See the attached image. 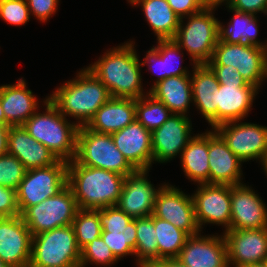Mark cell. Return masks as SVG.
<instances>
[{"instance_id": "6da1fadb", "label": "cell", "mask_w": 267, "mask_h": 267, "mask_svg": "<svg viewBox=\"0 0 267 267\" xmlns=\"http://www.w3.org/2000/svg\"><path fill=\"white\" fill-rule=\"evenodd\" d=\"M133 41L107 51L88 68L109 90L111 97L139 99L144 96L141 62Z\"/></svg>"}, {"instance_id": "7a4b0ae2", "label": "cell", "mask_w": 267, "mask_h": 267, "mask_svg": "<svg viewBox=\"0 0 267 267\" xmlns=\"http://www.w3.org/2000/svg\"><path fill=\"white\" fill-rule=\"evenodd\" d=\"M125 176L101 168L68 162L67 185L72 189L78 209L116 206Z\"/></svg>"}, {"instance_id": "3957f363", "label": "cell", "mask_w": 267, "mask_h": 267, "mask_svg": "<svg viewBox=\"0 0 267 267\" xmlns=\"http://www.w3.org/2000/svg\"><path fill=\"white\" fill-rule=\"evenodd\" d=\"M111 98L106 86L88 69L78 72L48 99L65 117H74L79 126L86 125L97 110Z\"/></svg>"}, {"instance_id": "277c9868", "label": "cell", "mask_w": 267, "mask_h": 267, "mask_svg": "<svg viewBox=\"0 0 267 267\" xmlns=\"http://www.w3.org/2000/svg\"><path fill=\"white\" fill-rule=\"evenodd\" d=\"M43 102L46 112H35L22 126L58 160L70 162L76 155L79 125L77 122H68L48 97Z\"/></svg>"}, {"instance_id": "5b68a950", "label": "cell", "mask_w": 267, "mask_h": 267, "mask_svg": "<svg viewBox=\"0 0 267 267\" xmlns=\"http://www.w3.org/2000/svg\"><path fill=\"white\" fill-rule=\"evenodd\" d=\"M80 255L73 226H62L32 237L28 267H80Z\"/></svg>"}, {"instance_id": "8992f818", "label": "cell", "mask_w": 267, "mask_h": 267, "mask_svg": "<svg viewBox=\"0 0 267 267\" xmlns=\"http://www.w3.org/2000/svg\"><path fill=\"white\" fill-rule=\"evenodd\" d=\"M74 160L81 165L101 168L122 176L133 174L136 169L123 156L113 142L111 134L98 133L79 126Z\"/></svg>"}, {"instance_id": "52a82bcc", "label": "cell", "mask_w": 267, "mask_h": 267, "mask_svg": "<svg viewBox=\"0 0 267 267\" xmlns=\"http://www.w3.org/2000/svg\"><path fill=\"white\" fill-rule=\"evenodd\" d=\"M214 8H203L200 12L189 15L188 22L180 24L174 41L190 54L194 65L207 64L219 40V21L212 13Z\"/></svg>"}, {"instance_id": "ba28073f", "label": "cell", "mask_w": 267, "mask_h": 267, "mask_svg": "<svg viewBox=\"0 0 267 267\" xmlns=\"http://www.w3.org/2000/svg\"><path fill=\"white\" fill-rule=\"evenodd\" d=\"M67 180L68 162L63 160L48 167L27 170L16 190L20 215L28 207L56 196L67 186Z\"/></svg>"}, {"instance_id": "9c48e42d", "label": "cell", "mask_w": 267, "mask_h": 267, "mask_svg": "<svg viewBox=\"0 0 267 267\" xmlns=\"http://www.w3.org/2000/svg\"><path fill=\"white\" fill-rule=\"evenodd\" d=\"M207 65H232L248 84L258 89L267 78V49L246 44L217 42L212 59Z\"/></svg>"}, {"instance_id": "30bf717a", "label": "cell", "mask_w": 267, "mask_h": 267, "mask_svg": "<svg viewBox=\"0 0 267 267\" xmlns=\"http://www.w3.org/2000/svg\"><path fill=\"white\" fill-rule=\"evenodd\" d=\"M77 211L78 206L73 191L67 185L56 196L28 207L21 217L32 236H35L54 228L72 225Z\"/></svg>"}, {"instance_id": "8fae6325", "label": "cell", "mask_w": 267, "mask_h": 267, "mask_svg": "<svg viewBox=\"0 0 267 267\" xmlns=\"http://www.w3.org/2000/svg\"><path fill=\"white\" fill-rule=\"evenodd\" d=\"M238 123V124H237ZM215 130L228 148L242 161L259 160L267 151V127L239 121L218 125Z\"/></svg>"}, {"instance_id": "7c38bea8", "label": "cell", "mask_w": 267, "mask_h": 267, "mask_svg": "<svg viewBox=\"0 0 267 267\" xmlns=\"http://www.w3.org/2000/svg\"><path fill=\"white\" fill-rule=\"evenodd\" d=\"M153 215L182 229L189 236L199 233L193 198L170 184L161 186L155 198Z\"/></svg>"}, {"instance_id": "4fadbf2b", "label": "cell", "mask_w": 267, "mask_h": 267, "mask_svg": "<svg viewBox=\"0 0 267 267\" xmlns=\"http://www.w3.org/2000/svg\"><path fill=\"white\" fill-rule=\"evenodd\" d=\"M102 226L101 237L117 260L135 255L136 218L128 216L117 206L98 209Z\"/></svg>"}, {"instance_id": "5bb4252c", "label": "cell", "mask_w": 267, "mask_h": 267, "mask_svg": "<svg viewBox=\"0 0 267 267\" xmlns=\"http://www.w3.org/2000/svg\"><path fill=\"white\" fill-rule=\"evenodd\" d=\"M192 195L196 220L200 229L206 223L224 225L230 230L231 186L200 184Z\"/></svg>"}, {"instance_id": "9a60e30c", "label": "cell", "mask_w": 267, "mask_h": 267, "mask_svg": "<svg viewBox=\"0 0 267 267\" xmlns=\"http://www.w3.org/2000/svg\"><path fill=\"white\" fill-rule=\"evenodd\" d=\"M228 264L233 267H247L266 262L267 228L225 230Z\"/></svg>"}, {"instance_id": "2e32d148", "label": "cell", "mask_w": 267, "mask_h": 267, "mask_svg": "<svg viewBox=\"0 0 267 267\" xmlns=\"http://www.w3.org/2000/svg\"><path fill=\"white\" fill-rule=\"evenodd\" d=\"M191 119L186 115L172 114L158 129L151 132L153 161L165 163L186 147L191 136Z\"/></svg>"}, {"instance_id": "e0dca14e", "label": "cell", "mask_w": 267, "mask_h": 267, "mask_svg": "<svg viewBox=\"0 0 267 267\" xmlns=\"http://www.w3.org/2000/svg\"><path fill=\"white\" fill-rule=\"evenodd\" d=\"M32 237L21 215L4 217L0 221V258L9 267H28Z\"/></svg>"}, {"instance_id": "ac0fdd59", "label": "cell", "mask_w": 267, "mask_h": 267, "mask_svg": "<svg viewBox=\"0 0 267 267\" xmlns=\"http://www.w3.org/2000/svg\"><path fill=\"white\" fill-rule=\"evenodd\" d=\"M148 172L149 170H136L133 174L125 176L116 204L133 219L149 217L154 211L155 198L161 187L154 188L146 177Z\"/></svg>"}, {"instance_id": "d6986e66", "label": "cell", "mask_w": 267, "mask_h": 267, "mask_svg": "<svg viewBox=\"0 0 267 267\" xmlns=\"http://www.w3.org/2000/svg\"><path fill=\"white\" fill-rule=\"evenodd\" d=\"M177 260L185 267H229L224 234L188 236Z\"/></svg>"}, {"instance_id": "ffe728a7", "label": "cell", "mask_w": 267, "mask_h": 267, "mask_svg": "<svg viewBox=\"0 0 267 267\" xmlns=\"http://www.w3.org/2000/svg\"><path fill=\"white\" fill-rule=\"evenodd\" d=\"M267 228V208L258 194L245 184L231 186L230 230Z\"/></svg>"}, {"instance_id": "44dd1931", "label": "cell", "mask_w": 267, "mask_h": 267, "mask_svg": "<svg viewBox=\"0 0 267 267\" xmlns=\"http://www.w3.org/2000/svg\"><path fill=\"white\" fill-rule=\"evenodd\" d=\"M118 150L136 170H150L153 162L151 132L136 119L111 134Z\"/></svg>"}, {"instance_id": "7402d4cb", "label": "cell", "mask_w": 267, "mask_h": 267, "mask_svg": "<svg viewBox=\"0 0 267 267\" xmlns=\"http://www.w3.org/2000/svg\"><path fill=\"white\" fill-rule=\"evenodd\" d=\"M209 184L234 186L241 183L242 161L214 130L208 131Z\"/></svg>"}, {"instance_id": "603a6c76", "label": "cell", "mask_w": 267, "mask_h": 267, "mask_svg": "<svg viewBox=\"0 0 267 267\" xmlns=\"http://www.w3.org/2000/svg\"><path fill=\"white\" fill-rule=\"evenodd\" d=\"M258 88L254 85H223L215 90L217 126L227 122L241 121L251 111Z\"/></svg>"}, {"instance_id": "cb8c5ba5", "label": "cell", "mask_w": 267, "mask_h": 267, "mask_svg": "<svg viewBox=\"0 0 267 267\" xmlns=\"http://www.w3.org/2000/svg\"><path fill=\"white\" fill-rule=\"evenodd\" d=\"M7 152L16 156L27 170L48 167L58 159L43 144L36 141L23 126H10Z\"/></svg>"}, {"instance_id": "d4e9b609", "label": "cell", "mask_w": 267, "mask_h": 267, "mask_svg": "<svg viewBox=\"0 0 267 267\" xmlns=\"http://www.w3.org/2000/svg\"><path fill=\"white\" fill-rule=\"evenodd\" d=\"M24 79L17 84L0 86V102L5 115V126H22L38 109V100Z\"/></svg>"}, {"instance_id": "484cf974", "label": "cell", "mask_w": 267, "mask_h": 267, "mask_svg": "<svg viewBox=\"0 0 267 267\" xmlns=\"http://www.w3.org/2000/svg\"><path fill=\"white\" fill-rule=\"evenodd\" d=\"M135 114V99L111 97L85 126L98 133L112 134L132 123Z\"/></svg>"}, {"instance_id": "4316f807", "label": "cell", "mask_w": 267, "mask_h": 267, "mask_svg": "<svg viewBox=\"0 0 267 267\" xmlns=\"http://www.w3.org/2000/svg\"><path fill=\"white\" fill-rule=\"evenodd\" d=\"M149 93L161 101L173 114L187 115L192 98L191 77L180 75L157 82Z\"/></svg>"}, {"instance_id": "83f0119b", "label": "cell", "mask_w": 267, "mask_h": 267, "mask_svg": "<svg viewBox=\"0 0 267 267\" xmlns=\"http://www.w3.org/2000/svg\"><path fill=\"white\" fill-rule=\"evenodd\" d=\"M133 6L141 5L145 18L157 40L174 39L181 18L172 10L167 0H128Z\"/></svg>"}, {"instance_id": "f1b7e54d", "label": "cell", "mask_w": 267, "mask_h": 267, "mask_svg": "<svg viewBox=\"0 0 267 267\" xmlns=\"http://www.w3.org/2000/svg\"><path fill=\"white\" fill-rule=\"evenodd\" d=\"M180 156L188 179L198 185L209 183L208 132L193 135Z\"/></svg>"}, {"instance_id": "f546056e", "label": "cell", "mask_w": 267, "mask_h": 267, "mask_svg": "<svg viewBox=\"0 0 267 267\" xmlns=\"http://www.w3.org/2000/svg\"><path fill=\"white\" fill-rule=\"evenodd\" d=\"M157 43V46H153L147 52V55H145L144 60L141 62L142 66L149 64V70H151L152 66H154L153 64L156 63V65H158V67L160 68V70L158 71L159 73H156L158 74V78L154 82V85L157 82L166 79L167 77L189 75V71L186 70V68H182V66L175 67L176 65L174 66V63H172V60L174 58H180L182 55V48L174 41V39L157 40ZM175 64H177V62Z\"/></svg>"}, {"instance_id": "4dcf8cb0", "label": "cell", "mask_w": 267, "mask_h": 267, "mask_svg": "<svg viewBox=\"0 0 267 267\" xmlns=\"http://www.w3.org/2000/svg\"><path fill=\"white\" fill-rule=\"evenodd\" d=\"M226 7L234 12V17L231 18L226 28L219 21V41L228 44L246 43L267 49V43L257 41L258 25L256 16Z\"/></svg>"}, {"instance_id": "1f68e13d", "label": "cell", "mask_w": 267, "mask_h": 267, "mask_svg": "<svg viewBox=\"0 0 267 267\" xmlns=\"http://www.w3.org/2000/svg\"><path fill=\"white\" fill-rule=\"evenodd\" d=\"M136 249L135 257L138 267H149L159 261V250L154 228V215L136 218Z\"/></svg>"}, {"instance_id": "d6a6232c", "label": "cell", "mask_w": 267, "mask_h": 267, "mask_svg": "<svg viewBox=\"0 0 267 267\" xmlns=\"http://www.w3.org/2000/svg\"><path fill=\"white\" fill-rule=\"evenodd\" d=\"M154 228L159 250V261L177 258L189 235L170 222L155 216Z\"/></svg>"}, {"instance_id": "836d02e7", "label": "cell", "mask_w": 267, "mask_h": 267, "mask_svg": "<svg viewBox=\"0 0 267 267\" xmlns=\"http://www.w3.org/2000/svg\"><path fill=\"white\" fill-rule=\"evenodd\" d=\"M173 113L149 92L136 99V120L148 131L158 129Z\"/></svg>"}, {"instance_id": "e575fe53", "label": "cell", "mask_w": 267, "mask_h": 267, "mask_svg": "<svg viewBox=\"0 0 267 267\" xmlns=\"http://www.w3.org/2000/svg\"><path fill=\"white\" fill-rule=\"evenodd\" d=\"M78 247L82 249L88 243L101 237L102 226L98 209H78L72 222Z\"/></svg>"}, {"instance_id": "d590c367", "label": "cell", "mask_w": 267, "mask_h": 267, "mask_svg": "<svg viewBox=\"0 0 267 267\" xmlns=\"http://www.w3.org/2000/svg\"><path fill=\"white\" fill-rule=\"evenodd\" d=\"M27 169L23 163L8 152L0 155V185L17 190Z\"/></svg>"}, {"instance_id": "8d00e7d4", "label": "cell", "mask_w": 267, "mask_h": 267, "mask_svg": "<svg viewBox=\"0 0 267 267\" xmlns=\"http://www.w3.org/2000/svg\"><path fill=\"white\" fill-rule=\"evenodd\" d=\"M117 261L102 237L93 240L81 249L80 267H85L88 262H94L96 265L110 266Z\"/></svg>"}, {"instance_id": "74e56055", "label": "cell", "mask_w": 267, "mask_h": 267, "mask_svg": "<svg viewBox=\"0 0 267 267\" xmlns=\"http://www.w3.org/2000/svg\"><path fill=\"white\" fill-rule=\"evenodd\" d=\"M191 77L192 95H207L219 86L216 75L207 64L193 65Z\"/></svg>"}, {"instance_id": "f35d334b", "label": "cell", "mask_w": 267, "mask_h": 267, "mask_svg": "<svg viewBox=\"0 0 267 267\" xmlns=\"http://www.w3.org/2000/svg\"><path fill=\"white\" fill-rule=\"evenodd\" d=\"M0 18L17 26L30 20V10L26 0H0Z\"/></svg>"}, {"instance_id": "ab89813d", "label": "cell", "mask_w": 267, "mask_h": 267, "mask_svg": "<svg viewBox=\"0 0 267 267\" xmlns=\"http://www.w3.org/2000/svg\"><path fill=\"white\" fill-rule=\"evenodd\" d=\"M197 109L211 125L212 129L217 127V105H215V92L207 95H192Z\"/></svg>"}, {"instance_id": "60d3db41", "label": "cell", "mask_w": 267, "mask_h": 267, "mask_svg": "<svg viewBox=\"0 0 267 267\" xmlns=\"http://www.w3.org/2000/svg\"><path fill=\"white\" fill-rule=\"evenodd\" d=\"M216 75L219 84L223 85H251L241 76L240 72L233 67L225 65H208Z\"/></svg>"}, {"instance_id": "b9f144b4", "label": "cell", "mask_w": 267, "mask_h": 267, "mask_svg": "<svg viewBox=\"0 0 267 267\" xmlns=\"http://www.w3.org/2000/svg\"><path fill=\"white\" fill-rule=\"evenodd\" d=\"M27 6L34 17L46 22L57 10L59 0H26Z\"/></svg>"}, {"instance_id": "7bdbcfd3", "label": "cell", "mask_w": 267, "mask_h": 267, "mask_svg": "<svg viewBox=\"0 0 267 267\" xmlns=\"http://www.w3.org/2000/svg\"><path fill=\"white\" fill-rule=\"evenodd\" d=\"M0 213L5 217L20 215L15 189L0 185Z\"/></svg>"}, {"instance_id": "ee69618b", "label": "cell", "mask_w": 267, "mask_h": 267, "mask_svg": "<svg viewBox=\"0 0 267 267\" xmlns=\"http://www.w3.org/2000/svg\"><path fill=\"white\" fill-rule=\"evenodd\" d=\"M227 6L235 11L256 15L267 13V0H228Z\"/></svg>"}, {"instance_id": "f6af8a7d", "label": "cell", "mask_w": 267, "mask_h": 267, "mask_svg": "<svg viewBox=\"0 0 267 267\" xmlns=\"http://www.w3.org/2000/svg\"><path fill=\"white\" fill-rule=\"evenodd\" d=\"M167 2L181 19L198 13L203 9L198 0H167Z\"/></svg>"}, {"instance_id": "bcb514c9", "label": "cell", "mask_w": 267, "mask_h": 267, "mask_svg": "<svg viewBox=\"0 0 267 267\" xmlns=\"http://www.w3.org/2000/svg\"><path fill=\"white\" fill-rule=\"evenodd\" d=\"M9 126L0 125V155L7 153Z\"/></svg>"}, {"instance_id": "7dc6e473", "label": "cell", "mask_w": 267, "mask_h": 267, "mask_svg": "<svg viewBox=\"0 0 267 267\" xmlns=\"http://www.w3.org/2000/svg\"><path fill=\"white\" fill-rule=\"evenodd\" d=\"M149 267H185L182 265L177 258L173 259H162L160 261L154 262Z\"/></svg>"}, {"instance_id": "c3c4849f", "label": "cell", "mask_w": 267, "mask_h": 267, "mask_svg": "<svg viewBox=\"0 0 267 267\" xmlns=\"http://www.w3.org/2000/svg\"><path fill=\"white\" fill-rule=\"evenodd\" d=\"M198 2L201 4V6L203 8H214L216 9L217 6H219L220 4H222L223 2H227L228 0H198Z\"/></svg>"}, {"instance_id": "681fc988", "label": "cell", "mask_w": 267, "mask_h": 267, "mask_svg": "<svg viewBox=\"0 0 267 267\" xmlns=\"http://www.w3.org/2000/svg\"><path fill=\"white\" fill-rule=\"evenodd\" d=\"M0 125L5 126V115L3 112L1 102H0Z\"/></svg>"}, {"instance_id": "f907efd6", "label": "cell", "mask_w": 267, "mask_h": 267, "mask_svg": "<svg viewBox=\"0 0 267 267\" xmlns=\"http://www.w3.org/2000/svg\"><path fill=\"white\" fill-rule=\"evenodd\" d=\"M261 165L263 166L264 172H266L265 174H267V151L265 156L263 157V160L261 161Z\"/></svg>"}, {"instance_id": "816d5d0a", "label": "cell", "mask_w": 267, "mask_h": 267, "mask_svg": "<svg viewBox=\"0 0 267 267\" xmlns=\"http://www.w3.org/2000/svg\"><path fill=\"white\" fill-rule=\"evenodd\" d=\"M247 267H267V263L266 262H262V263H257V264H253Z\"/></svg>"}, {"instance_id": "f5cc1de1", "label": "cell", "mask_w": 267, "mask_h": 267, "mask_svg": "<svg viewBox=\"0 0 267 267\" xmlns=\"http://www.w3.org/2000/svg\"><path fill=\"white\" fill-rule=\"evenodd\" d=\"M0 267H9V266L0 258Z\"/></svg>"}, {"instance_id": "db71d44e", "label": "cell", "mask_w": 267, "mask_h": 267, "mask_svg": "<svg viewBox=\"0 0 267 267\" xmlns=\"http://www.w3.org/2000/svg\"><path fill=\"white\" fill-rule=\"evenodd\" d=\"M5 216L2 214V213H0V221L4 218Z\"/></svg>"}]
</instances>
